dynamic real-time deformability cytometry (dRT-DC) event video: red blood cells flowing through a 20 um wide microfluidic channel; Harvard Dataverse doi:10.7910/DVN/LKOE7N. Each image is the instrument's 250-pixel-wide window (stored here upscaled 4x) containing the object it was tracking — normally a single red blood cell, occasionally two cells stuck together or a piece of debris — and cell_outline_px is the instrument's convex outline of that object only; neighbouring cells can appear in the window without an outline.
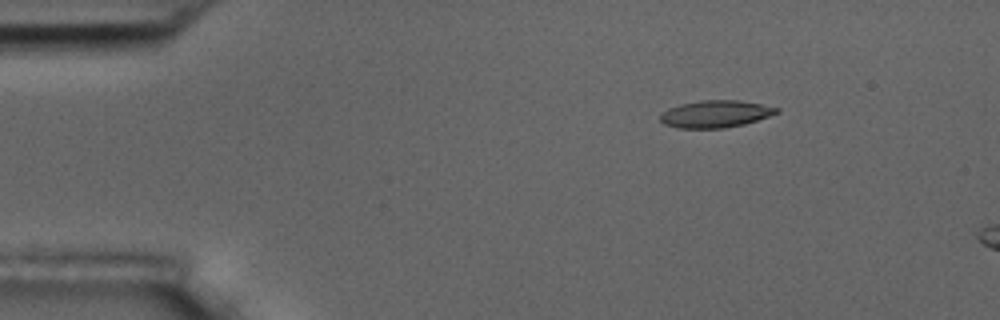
{"species": "common noctule bat (a hibernating species)", "species_latin": "Nyctalus noctula", "temperature_condition": "room temperature", "stored_images_in_passage": 4, "camera_frame_rate_fps": 3000, "um_per_image_px": 0.085, "animal": {"sex": "male", "body_mass_g": 17.5, "forearm_length_mm": 52.3}, "frame": {"image": 1, "passage_image": 2, "time_ms": 1.0, "image_size_px": [1000, 320], "cell_outline_px": [[780, 112], [744, 124], [724, 128], [676, 128], [664, 124], [660, 120], [660, 116], [668, 108], [680, 104], [700, 100], [736, 100], [760, 104], [780, 108]], "centroid_in_image_um": [60.8, 9.69], "position_along_channel_um": 24.2, "area_um2": 18.32}}